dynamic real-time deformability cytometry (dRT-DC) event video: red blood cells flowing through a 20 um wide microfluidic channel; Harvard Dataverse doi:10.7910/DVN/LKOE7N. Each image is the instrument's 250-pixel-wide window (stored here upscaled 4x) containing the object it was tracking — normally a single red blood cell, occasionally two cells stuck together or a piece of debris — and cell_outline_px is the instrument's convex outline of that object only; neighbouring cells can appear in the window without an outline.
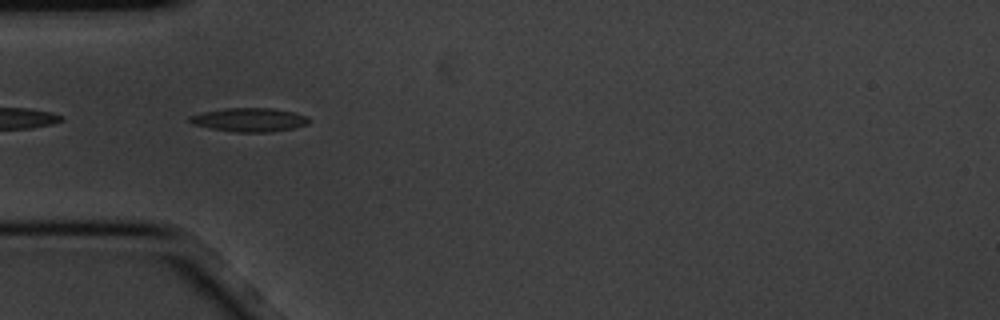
{"species": "common noctule bat (a hibernating species)", "species_latin": "Nyctalus noctula", "temperature_condition": "cold", "stored_images_in_passage": 2, "camera_frame_rate_fps": 3000, "um_per_image_px": 0.085, "animal": {"sex": "male", "body_mass_g": 20.1, "forearm_length_mm": 53.5}, "frame": {"image": 1, "passage_image": 1, "time_ms": 0.0, "image_size_px": [1000, 320], "cell_outline_px": [[312, 120], [308, 124], [292, 128], [272, 132], [236, 132], [212, 128], [192, 124], [188, 120], [188, 116], [204, 112], [228, 108], [272, 108], [292, 112], [308, 116]], "centroid_in_image_um": [21.23, 10.18], "position_along_channel_um": 63.8, "area_um2": 16.42}}